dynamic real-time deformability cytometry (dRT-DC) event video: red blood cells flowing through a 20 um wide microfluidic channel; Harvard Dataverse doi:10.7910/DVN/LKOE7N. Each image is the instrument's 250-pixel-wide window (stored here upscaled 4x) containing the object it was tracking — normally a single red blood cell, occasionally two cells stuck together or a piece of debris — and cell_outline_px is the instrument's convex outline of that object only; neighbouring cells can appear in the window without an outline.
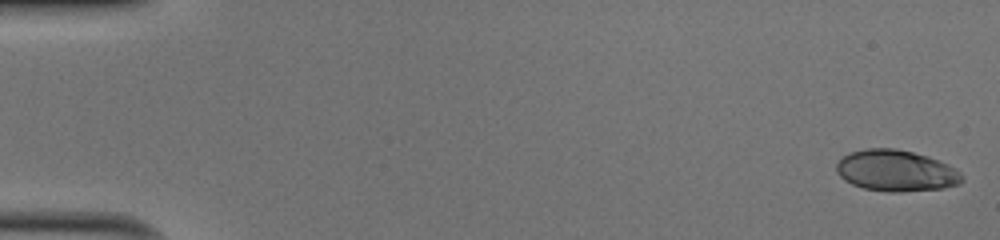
{"species": "human", "species_latin": "Homo sapiens", "temperature_condition": "cold", "stored_images_in_passage": 50, "camera_frame_rate_fps": 3000, "um_per_image_px": 0.085, "donor": {"sex": "male"}, "frame": {"image": 1, "passage_image": 1, "time_ms": 0.0, "image_size_px": [1000, 240], "cell_outline_px": [[964, 180], [960, 184], [944, 188], [900, 192], [888, 192], [864, 188], [852, 184], [844, 180], [836, 172], [836, 164], [844, 156], [852, 152], [864, 148], [896, 148], [928, 156], [948, 164], [956, 168], [964, 176]], "centroid_in_image_um": [76.19, 14.51], "position_along_channel_um": 8.8, "area_um2": 30.4}}
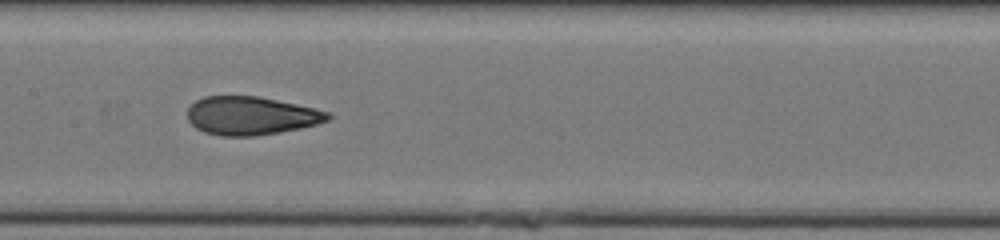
{"frame": {"image": 2, "passage_image": 26, "time_ms": 8.333, "image_size_px": [1000, 240], "cell_outline_px": [[332, 116], [328, 120], [316, 124], [300, 128], [280, 132], [252, 136], [220, 136], [204, 132], [196, 128], [188, 120], [188, 108], [196, 100], [204, 96], [260, 96], [296, 104], [328, 112]], "centroid_in_image_um": [21.31, 9.83], "position_along_channel_um": 186.1, "area_um2": 31.27}}
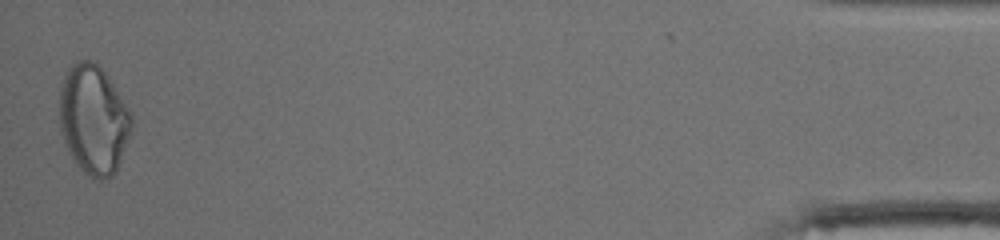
{"frame": {"image": 3, "passage_image": 50, "time_ms": 16.333, "image_size_px": [1000, 240], "cell_outline_px": [[132, 128], [116, 172], [112, 176], [104, 180], [100, 180], [84, 172], [76, 164], [60, 132], [60, 88], [64, 76], [68, 68], [76, 60], [92, 60], [108, 76], [132, 112]], "centroid_in_image_um": [7.96, 10.15], "position_along_channel_um": 427.2, "area_um2": 45.78}, "authors_computed_cell_mechanics": {"area_um2": 31.6455, "velocity_mm_per_s": 4.0783, "shape_relaxation_time_tau1_ms": 7.5824, "shape_relaxation_time_tau2_ms": 1.2902, "deformation_change_tau1": 0.2296, "deformation_change_tau2": 0.0804}}